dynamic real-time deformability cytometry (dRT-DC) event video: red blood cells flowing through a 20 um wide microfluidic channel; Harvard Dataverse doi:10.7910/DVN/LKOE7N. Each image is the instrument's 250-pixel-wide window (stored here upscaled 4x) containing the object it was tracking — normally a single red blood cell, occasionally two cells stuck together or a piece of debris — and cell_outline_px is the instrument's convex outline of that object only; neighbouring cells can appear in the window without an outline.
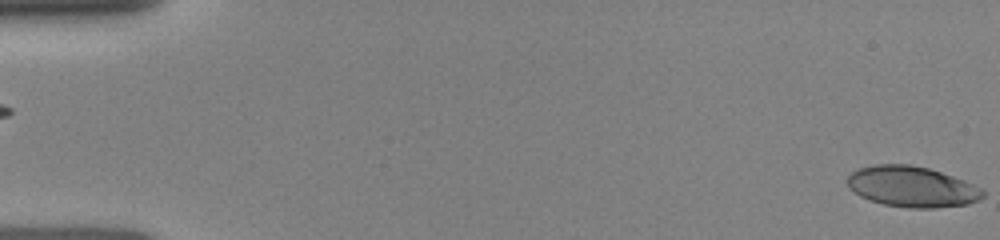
{"species": "human", "species_latin": "Homo sapiens", "temperature_condition": "room temperature", "stored_images_in_passage": 34, "camera_frame_rate_fps": 3000, "um_per_image_px": 0.085, "donor": {"sex": "female"}, "frame": {"image": 1, "passage_image": 1, "time_ms": 0.0, "image_size_px": [1000, 240], "cell_outline_px": [[984, 196], [968, 204], [936, 208], [908, 208], [884, 204], [860, 196], [848, 184], [848, 176], [852, 172], [860, 168], [872, 164], [908, 164], [928, 168], [964, 180], [980, 188], [984, 192]], "centroid_in_image_um": [77.52, 15.86], "position_along_channel_um": 7.5, "area_um2": 31.79}}
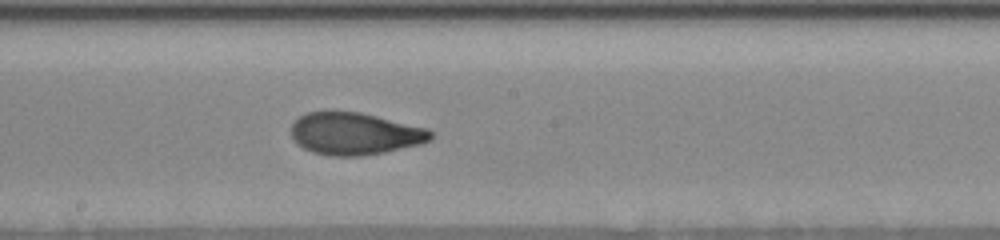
{"frame": {"image": 2, "passage_image": 19, "time_ms": 8.667, "image_size_px": [1000, 240], "cell_outline_px": [[432, 136], [428, 140], [420, 144], [384, 152], [360, 156], [332, 156], [312, 152], [296, 144], [292, 140], [292, 124], [300, 116], [308, 112], [328, 108], [332, 108], [360, 112], [428, 128], [432, 132]], "centroid_in_image_um": [30.1, 11.32], "position_along_channel_um": 218.1, "area_um2": 34.91}}
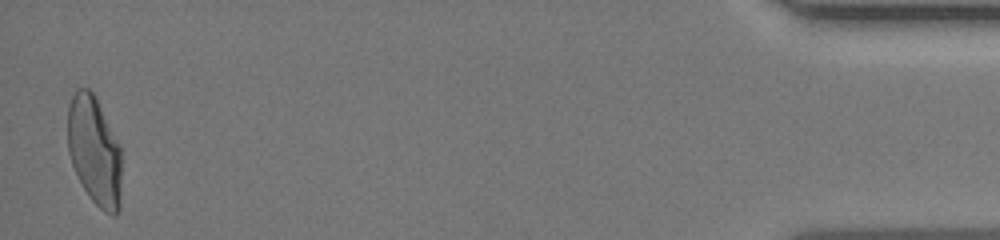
{"frame": {"image": 3, "passage_image": 33, "time_ms": 15.667, "image_size_px": [1000, 240], "cell_outline_px": [[120, 208], [116, 216], [112, 216], [104, 212], [92, 200], [84, 188], [72, 164], [68, 152], [68, 108], [72, 96], [76, 88], [88, 88], [92, 92], [120, 144]], "centroid_in_image_um": [8.03, 12.84], "position_along_channel_um": 427.2, "area_um2": 33.93}}